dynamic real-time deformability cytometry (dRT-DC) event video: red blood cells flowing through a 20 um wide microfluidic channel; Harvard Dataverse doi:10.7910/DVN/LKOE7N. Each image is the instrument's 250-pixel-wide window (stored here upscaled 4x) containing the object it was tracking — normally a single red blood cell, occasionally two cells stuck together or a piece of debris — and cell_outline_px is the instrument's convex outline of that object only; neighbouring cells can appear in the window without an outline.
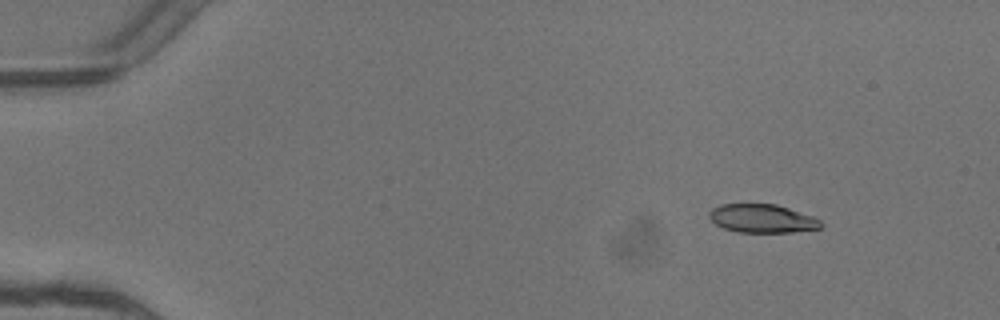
{"species": "common noctule bat (a hibernating species)", "species_latin": "Nyctalus noctula", "temperature_condition": "warm", "stored_images_in_passage": 5, "camera_frame_rate_fps": 3000, "um_per_image_px": 0.085, "animal": {"sex": "female"}, "frame": {"image": 1, "passage_image": 2, "time_ms": 0.333, "image_size_px": [1000, 320], "cell_outline_px": [[824, 224], [820, 228], [792, 232], [736, 232], [724, 228], [716, 224], [708, 216], [708, 212], [712, 208], [720, 204], [776, 204], [812, 216], [820, 220]], "centroid_in_image_um": [64.77, 18.57], "position_along_channel_um": 20.2, "area_um2": 18.5}}
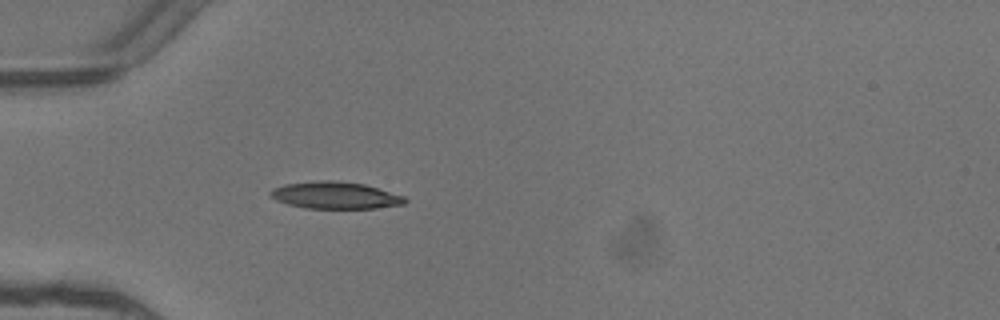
{"frame": {"image": 2, "passage_image": 5, "time_ms": 1.333, "image_size_px": [1000, 320], "cell_outline_px": [[408, 200], [404, 204], [376, 208], [304, 208], [288, 204], [276, 200], [268, 192], [272, 188], [284, 184], [320, 180], [328, 180], [364, 184], [404, 196]], "centroid_in_image_um": [28.48, 16.6], "position_along_channel_um": 56.5, "area_um2": 21.04}}